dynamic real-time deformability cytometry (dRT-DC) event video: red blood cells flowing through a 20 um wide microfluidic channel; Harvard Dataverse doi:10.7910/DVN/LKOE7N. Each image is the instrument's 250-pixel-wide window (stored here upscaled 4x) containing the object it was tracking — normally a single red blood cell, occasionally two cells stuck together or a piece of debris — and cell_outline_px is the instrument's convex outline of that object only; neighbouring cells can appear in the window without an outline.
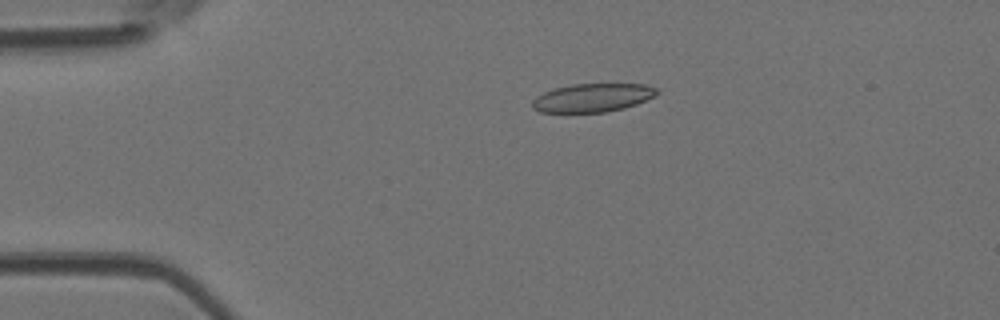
{"species": "Egyptian fruit bat (a non-hibernating species)", "species_latin": "Rousettus aegyptiacus", "temperature_condition": "room temperature", "stored_images_in_passage": 5, "camera_frame_rate_fps": 3000, "um_per_image_px": 0.085, "animal": {"sex": "female"}, "frame": {"image": 1, "passage_image": 4, "time_ms": 1.0, "image_size_px": [1000, 320], "cell_outline_px": [[660, 92], [636, 104], [624, 108], [604, 112], [540, 112], [532, 108], [532, 100], [536, 96], [552, 88], [572, 84], [644, 84], [656, 88]], "centroid_in_image_um": [50.32, 8.3], "position_along_channel_um": 34.7, "area_um2": 20.58}}